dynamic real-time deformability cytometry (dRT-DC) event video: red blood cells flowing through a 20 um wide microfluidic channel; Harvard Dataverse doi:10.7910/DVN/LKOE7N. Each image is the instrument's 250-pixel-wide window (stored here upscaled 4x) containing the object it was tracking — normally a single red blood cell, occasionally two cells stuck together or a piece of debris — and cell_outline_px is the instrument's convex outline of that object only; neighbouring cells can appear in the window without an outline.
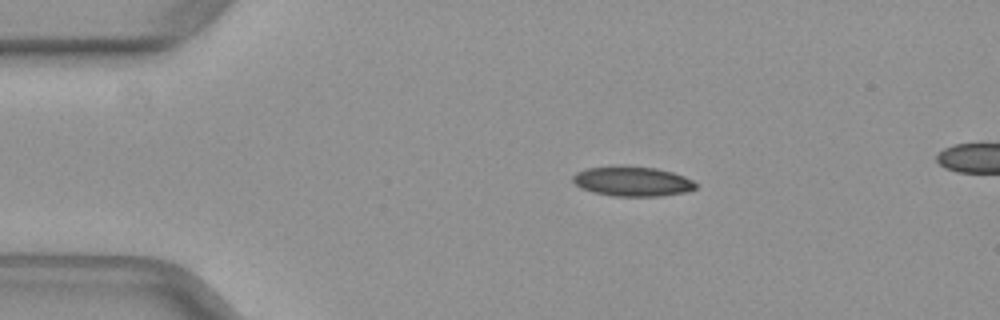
{"species": "common noctule bat (a hibernating species)", "species_latin": "Nyctalus noctula", "temperature_condition": "warm", "stored_images_in_passage": 41, "camera_frame_rate_fps": 3000, "um_per_image_px": 0.085, "animal": {"sex": "female", "body_mass_g": 29.2, "forearm_length_mm": 56.3}, "frame": {"image": 1, "passage_image": 1, "time_ms": 0.0, "image_size_px": [1000, 320], "cell_outline_px": [[696, 188], [684, 192], [660, 196], [612, 196], [592, 192], [580, 188], [572, 180], [572, 176], [576, 172], [588, 168], [624, 164], [656, 168], [672, 172], [684, 176], [692, 180], [696, 184]], "centroid_in_image_um": [53.71, 15.39], "position_along_channel_um": 31.3, "area_um2": 21.62}}